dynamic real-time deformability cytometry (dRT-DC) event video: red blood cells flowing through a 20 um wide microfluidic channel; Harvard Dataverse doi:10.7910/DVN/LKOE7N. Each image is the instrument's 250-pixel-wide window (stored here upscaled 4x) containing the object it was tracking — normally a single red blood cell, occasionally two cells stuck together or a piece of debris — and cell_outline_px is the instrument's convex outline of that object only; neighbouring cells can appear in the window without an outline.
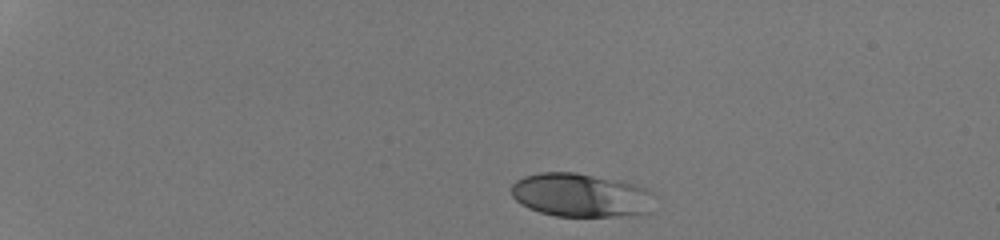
{"species": "human", "species_latin": "Homo sapiens", "temperature_condition": "room temperature", "stored_images_in_passage": 35, "camera_frame_rate_fps": 3000, "um_per_image_px": 0.085, "donor": {"sex": "male"}, "frame": {"image": 1, "passage_image": 1, "time_ms": 0.0, "image_size_px": [1000, 240], "cell_outline_px": [[656, 196], [648, 212], [636, 216], [556, 216], [540, 212], [528, 208], [520, 204], [512, 196], [512, 184], [516, 180], [524, 176], [540, 172], [576, 172], [620, 180], [636, 184], [652, 192]], "centroid_in_image_um": [49.4, 16.59], "position_along_channel_um": 35.6, "area_um2": 36.88}}
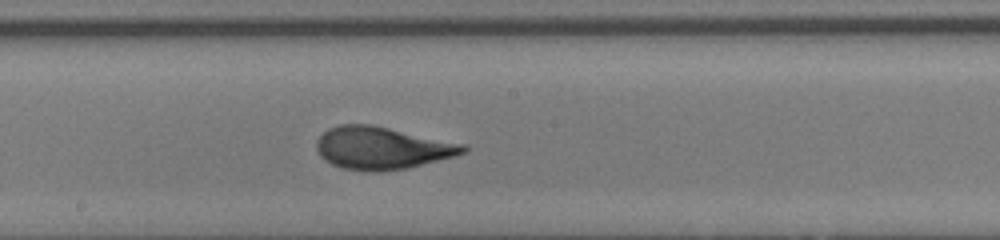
{"frame": {"image": 2, "passage_image": 21, "time_ms": 6.667, "image_size_px": [1000, 240], "cell_outline_px": [[468, 152], [456, 156], [408, 168], [376, 172], [368, 172], [344, 168], [332, 164], [324, 160], [320, 156], [316, 148], [316, 140], [328, 128], [340, 124], [372, 124], [468, 144]], "centroid_in_image_um": [32.51, 12.58], "position_along_channel_um": 215.7, "area_um2": 36.82}}
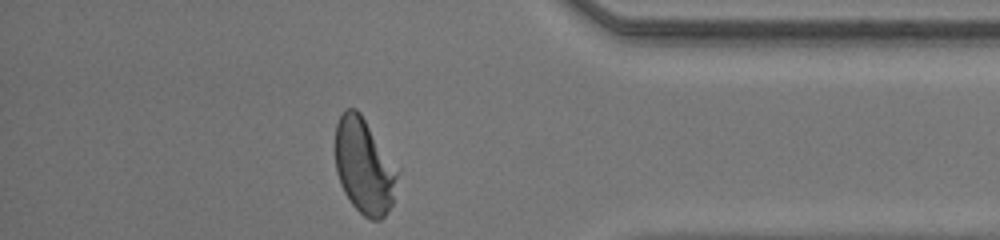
{"frame": {"image": 3, "passage_image": 35, "time_ms": 11.333, "image_size_px": [1000, 240], "cell_outline_px": [[400, 172], [392, 204], [384, 216], [380, 220], [372, 220], [364, 216], [352, 204], [344, 192], [340, 184], [336, 172], [336, 124], [344, 108], [356, 108], [360, 112], [400, 168]], "centroid_in_image_um": [30.99, 14.11], "position_along_channel_um": 404.2, "area_um2": 35.14}, "authors_computed_cell_mechanics": {"area_um2": 35.3736, "velocity_mm_per_s": 4.3394, "shape_relaxation_time_tau1_ms": 3.4631, "shape_relaxation_time_tau2_ms": null, "deformation_change_tau1": 0.1876, "deformation_change_tau2": null}}